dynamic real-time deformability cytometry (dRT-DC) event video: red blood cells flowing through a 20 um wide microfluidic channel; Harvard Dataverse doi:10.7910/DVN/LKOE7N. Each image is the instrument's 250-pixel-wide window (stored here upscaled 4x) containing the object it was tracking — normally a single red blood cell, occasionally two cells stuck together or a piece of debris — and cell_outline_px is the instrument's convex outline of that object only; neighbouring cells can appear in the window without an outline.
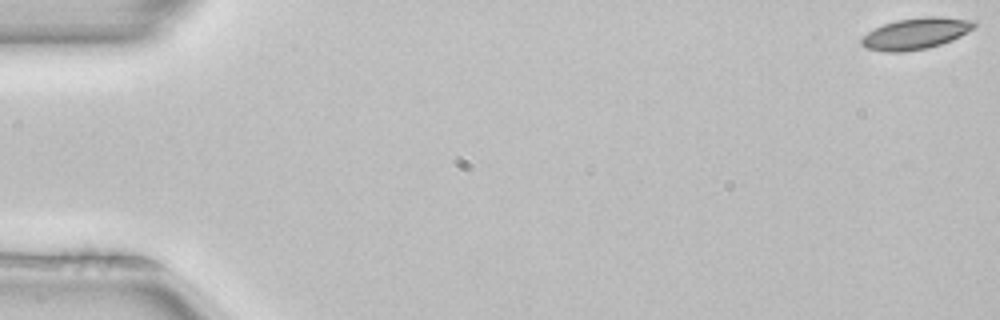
{"species": "common noctule bat (a hibernating species)", "species_latin": "Nyctalus noctula", "temperature_condition": "room temperature", "stored_images_in_passage": 4, "camera_frame_rate_fps": 3000, "um_per_image_px": 0.085, "animal": {"sex": "female", "body_mass_g": 22.7, "forearm_length_mm": 54.2}, "frame": {"image": 1, "passage_image": 1, "time_ms": 0.0, "image_size_px": [1000, 320], "cell_outline_px": [[976, 28], [952, 40], [928, 48], [900, 52], [888, 52], [864, 48], [860, 44], [860, 40], [868, 32], [884, 24], [896, 20], [924, 16], [940, 16], [976, 20]], "centroid_in_image_um": [77.88, 2.84], "position_along_channel_um": 7.1, "area_um2": 20.75}}
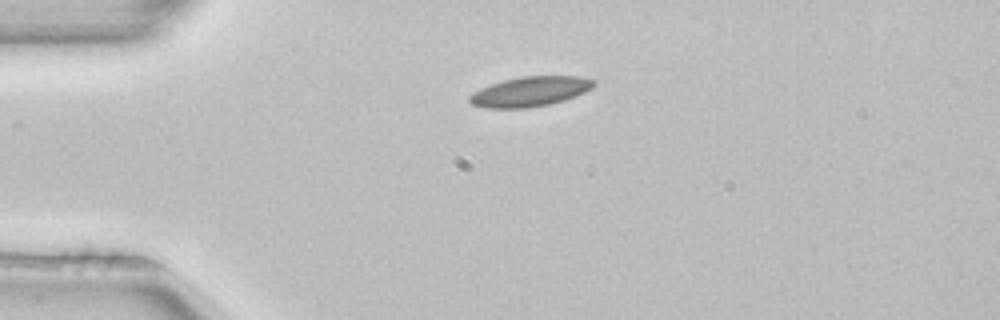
{"frame": {"image": 2, "passage_image": 3, "time_ms": 0.667, "image_size_px": [1000, 320], "cell_outline_px": [[596, 84], [592, 88], [584, 92], [564, 100], [548, 104], [528, 108], [484, 108], [472, 104], [468, 100], [468, 96], [472, 92], [480, 88], [504, 80], [520, 76], [580, 76], [596, 80]], "centroid_in_image_um": [45.05, 7.77], "position_along_channel_um": 40.0, "area_um2": 21.68}}